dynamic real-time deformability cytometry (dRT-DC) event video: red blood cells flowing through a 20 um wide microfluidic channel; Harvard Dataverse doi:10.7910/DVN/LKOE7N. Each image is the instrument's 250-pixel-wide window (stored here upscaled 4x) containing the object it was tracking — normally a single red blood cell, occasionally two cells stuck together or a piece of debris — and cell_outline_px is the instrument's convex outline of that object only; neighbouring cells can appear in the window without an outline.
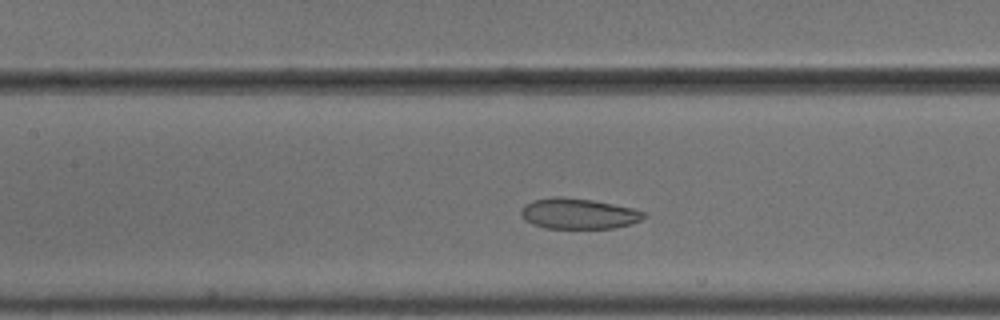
{"species": "common noctule bat (a hibernating species)", "species_latin": "Nyctalus noctula", "temperature_condition": "cold", "stored_images_in_passage": 52, "camera_frame_rate_fps": 3000, "um_per_image_px": 0.085, "animal": {"sex": "male", "body_mass_g": 18.8}, "frame": {"image": 1, "passage_image": 22, "time_ms": 7.0, "image_size_px": [1000, 320], "cell_outline_px": [[648, 216], [632, 224], [612, 228], [544, 228], [532, 224], [524, 220], [520, 212], [524, 204], [532, 200], [552, 196], [592, 200], [632, 208], [644, 212]], "centroid_in_image_um": [49.14, 18.16], "position_along_channel_um": 158.3, "area_um2": 21.91}}
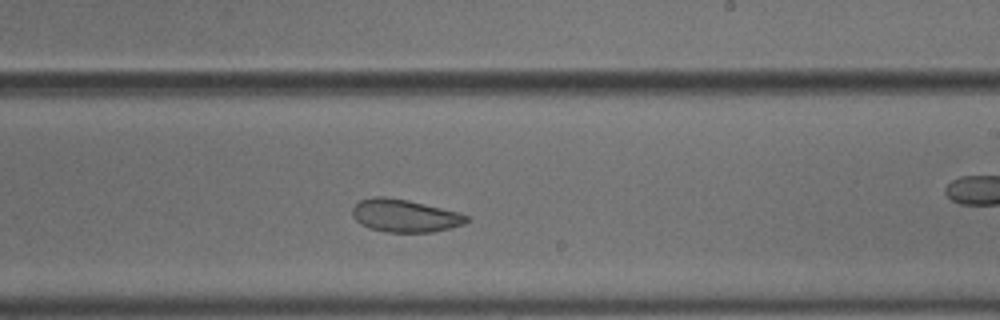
{"frame": {"image": 2, "passage_image": 30, "time_ms": 9.667, "image_size_px": [1000, 320], "cell_outline_px": [[468, 220], [464, 224], [452, 228], [432, 232], [384, 232], [368, 228], [360, 224], [352, 216], [352, 208], [360, 200], [372, 196], [384, 196], [408, 200], [460, 212], [468, 216]], "centroid_in_image_um": [34.39, 18.33], "position_along_channel_um": 254.6, "area_um2": 22.02}}
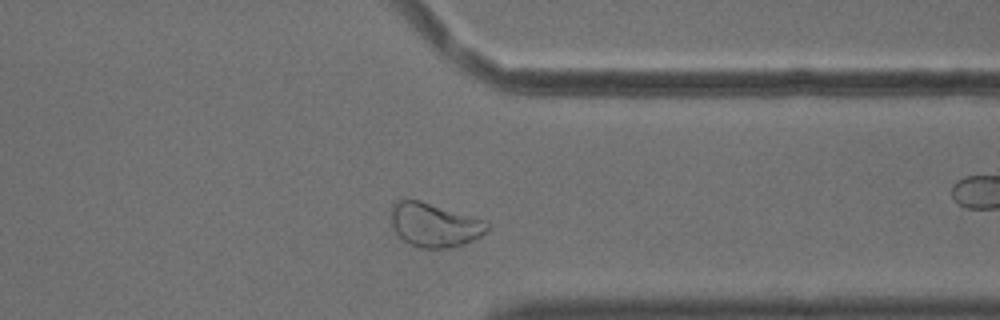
{"frame": {"image": 3, "passage_image": 40, "time_ms": 13.0, "image_size_px": [1000, 320], "cell_outline_px": [[488, 228], [480, 236], [464, 244], [448, 248], [420, 248], [404, 240], [396, 232], [392, 224], [392, 204], [396, 200], [420, 200], [484, 220], [488, 224]], "centroid_in_image_um": [36.91, 19.12], "position_along_channel_um": 374.5, "area_um2": 24.16}, "authors_computed_cell_mechanics": {"area_um2": 25.6343, "velocity_mm_per_s": 3.6295, "shape_relaxation_time_tau1_ms": 10.675, "shape_relaxation_time_tau2_ms": 2.9761, "deformation_change_tau1": 0.1695, "deformation_change_tau2": 0.0633}}